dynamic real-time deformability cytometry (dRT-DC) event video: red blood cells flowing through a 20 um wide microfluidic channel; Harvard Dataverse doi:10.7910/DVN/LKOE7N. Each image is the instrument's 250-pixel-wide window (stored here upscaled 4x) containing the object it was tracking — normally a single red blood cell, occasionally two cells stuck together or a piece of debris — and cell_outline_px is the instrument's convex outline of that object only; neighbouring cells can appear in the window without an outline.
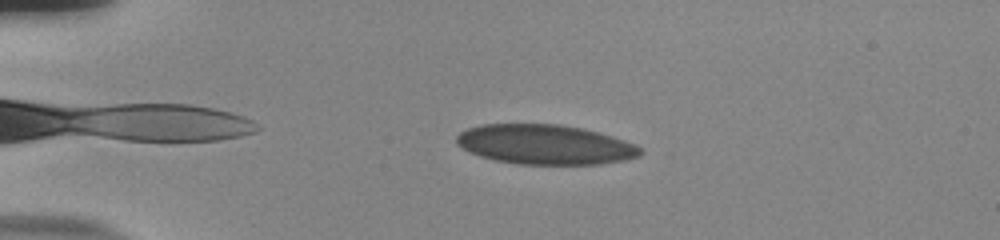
{"species": "human", "species_latin": "Homo sapiens", "temperature_condition": "room temperature", "stored_images_in_passage": 49, "camera_frame_rate_fps": 3000, "um_per_image_px": 0.085, "donor": {"sex": "male"}, "frame": {"image": 1, "passage_image": 7, "time_ms": 2.0, "image_size_px": [1000, 240], "cell_outline_px": [[644, 152], [640, 156], [624, 160], [596, 164], [516, 164], [496, 160], [480, 156], [468, 152], [456, 144], [456, 136], [460, 132], [468, 128], [484, 124], [560, 124], [580, 128], [596, 132], [624, 140], [640, 148]], "centroid_in_image_um": [46.28, 12.29], "position_along_channel_um": 38.7, "area_um2": 42.37}}
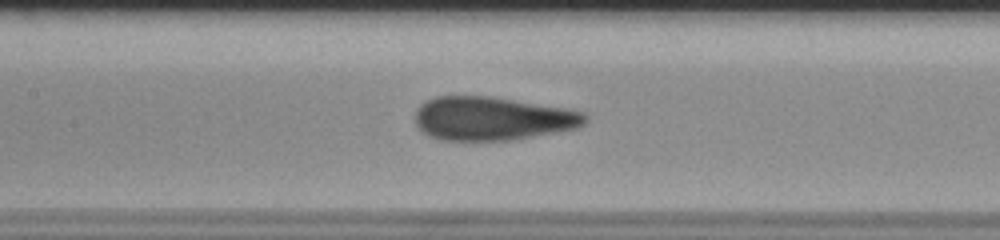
{"frame": {"image": 2, "passage_image": 21, "time_ms": 6.667, "image_size_px": [1000, 240], "cell_outline_px": [[588, 120], [584, 124], [576, 128], [556, 132], [512, 140], [440, 140], [428, 136], [416, 124], [416, 112], [428, 100], [436, 96], [488, 96], [568, 108], [584, 112], [588, 116]], "centroid_in_image_um": [41.9, 10.08], "position_along_channel_um": 165.5, "area_um2": 43.0}}
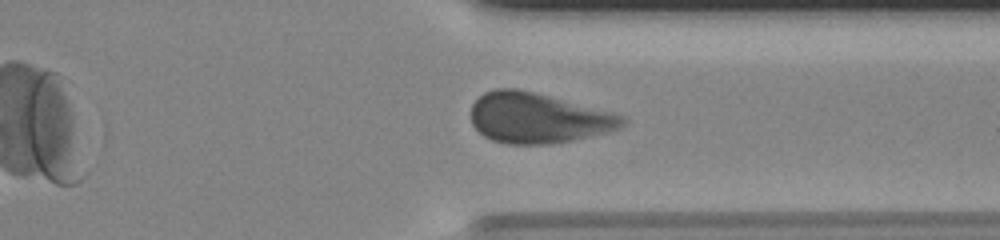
{"frame": {"image": 3, "passage_image": 37, "time_ms": 12.0, "image_size_px": [1000, 240], "cell_outline_px": [[628, 120], [620, 128], [608, 132], [572, 140], [548, 144], [508, 144], [492, 140], [484, 136], [472, 124], [472, 104], [484, 92], [496, 88], [516, 88], [628, 116]], "centroid_in_image_um": [45.74, 10.04], "position_along_channel_um": 365.7, "area_um2": 44.16}, "authors_computed_cell_mechanics": {"area_um2": 43.5812, "velocity_mm_per_s": 3.7522, "shape_relaxation_time_tau1_ms": 6.5362, "shape_relaxation_time_tau2_ms": 0.8109, "deformation_change_tau1": 0.1505, "deformation_change_tau2": 0.0852}}